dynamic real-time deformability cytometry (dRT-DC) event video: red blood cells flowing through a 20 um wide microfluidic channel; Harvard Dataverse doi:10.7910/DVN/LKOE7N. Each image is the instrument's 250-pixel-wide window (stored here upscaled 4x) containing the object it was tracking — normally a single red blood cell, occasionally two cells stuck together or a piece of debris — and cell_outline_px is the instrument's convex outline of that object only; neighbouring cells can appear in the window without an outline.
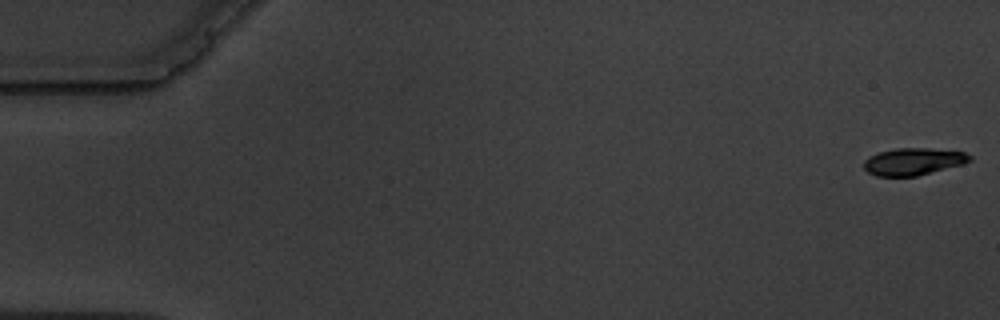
{"species": "common noctule bat (a hibernating species)", "species_latin": "Nyctalus noctula", "temperature_condition": "warm", "stored_images_in_passage": 5, "camera_frame_rate_fps": 3000, "um_per_image_px": 0.085, "animal": {"sex": "male", "body_mass_g": 19.5, "forearm_length_mm": 54.6}, "frame": {"image": 1, "passage_image": 1, "time_ms": 0.0, "image_size_px": [1000, 320], "cell_outline_px": [[972, 160], [964, 164], [916, 176], [876, 176], [868, 172], [864, 168], [864, 160], [868, 156], [880, 152], [896, 148], [928, 148], [964, 152], [972, 156]], "centroid_in_image_um": [77.64, 13.73], "position_along_channel_um": 7.4, "area_um2": 16.76}}
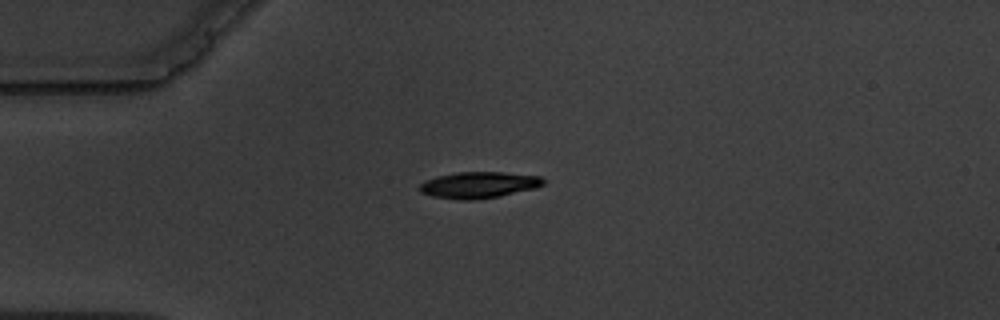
{"frame": {"image": 2, "passage_image": 5, "time_ms": 4.667, "image_size_px": [1000, 320], "cell_outline_px": [[544, 184], [536, 188], [500, 196], [476, 200], [460, 200], [432, 196], [420, 192], [416, 188], [424, 180], [436, 176], [456, 172], [504, 172], [540, 176], [544, 180]], "centroid_in_image_um": [40.66, 15.72], "position_along_channel_um": 44.3, "area_um2": 19.25}}